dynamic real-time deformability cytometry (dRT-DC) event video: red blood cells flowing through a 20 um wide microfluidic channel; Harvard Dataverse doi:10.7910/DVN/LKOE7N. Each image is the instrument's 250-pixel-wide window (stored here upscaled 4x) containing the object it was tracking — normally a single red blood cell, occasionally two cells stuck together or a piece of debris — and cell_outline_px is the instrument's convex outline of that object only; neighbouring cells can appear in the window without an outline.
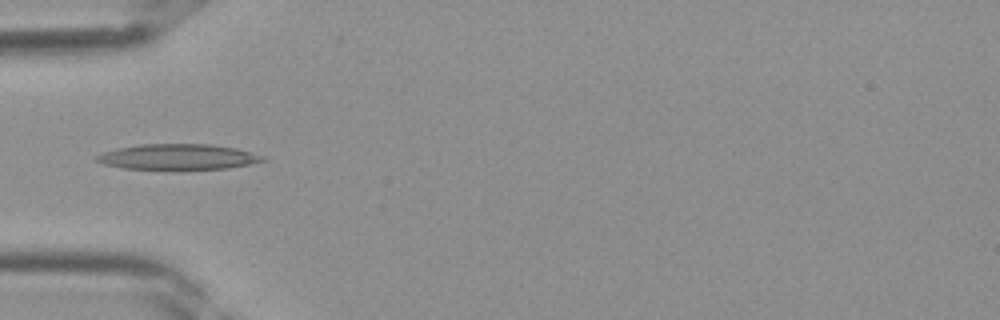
{"species": "Egyptian fruit bat (a non-hibernating species)", "species_latin": "Rousettus aegyptiacus", "temperature_condition": "room temperature", "stored_images_in_passage": 39, "camera_frame_rate_fps": 3000, "um_per_image_px": 0.085, "frame": {"image": 1, "passage_image": 13, "time_ms": 4.0, "image_size_px": [1000, 320], "cell_outline_px": [[268, 160], [228, 168], [120, 168], [104, 164], [96, 160], [96, 156], [104, 152], [116, 148], [140, 144], [212, 144], [236, 148], [264, 156]], "centroid_in_image_um": [15.13, 13.31], "position_along_channel_um": 69.9, "area_um2": 24.28}}
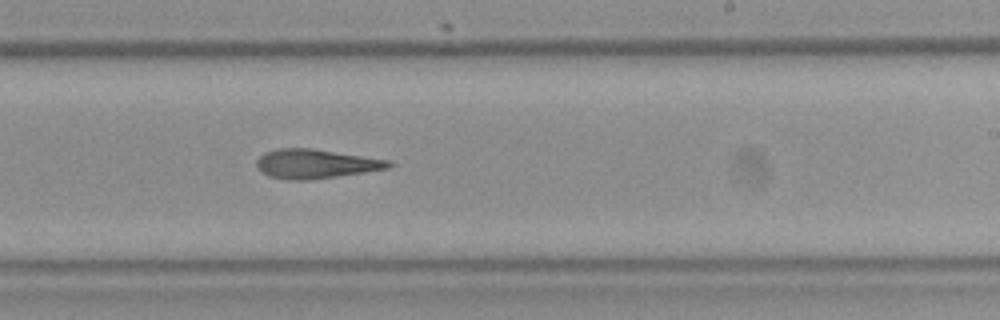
{"frame": {"image": 2, "passage_image": 24, "time_ms": 7.667, "image_size_px": [1000, 320], "cell_outline_px": [[396, 164], [388, 168], [364, 172], [308, 180], [288, 180], [268, 176], [256, 164], [256, 160], [264, 152], [276, 148], [312, 148], [392, 160]], "centroid_in_image_um": [26.86, 13.91], "position_along_channel_um": 262.1, "area_um2": 22.54}}
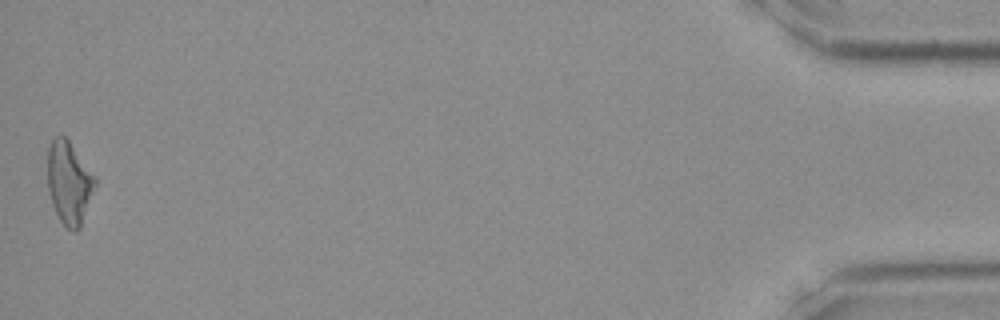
{"frame": {"image": 3, "passage_image": 39, "time_ms": 12.667, "image_size_px": [1000, 320], "cell_outline_px": [[96, 184], [80, 228], [76, 232], [68, 228], [60, 220], [52, 204], [48, 188], [48, 148], [52, 140], [56, 136], [64, 136], [68, 140], [96, 176]], "centroid_in_image_um": [5.88, 15.53], "position_along_channel_um": 429.3, "area_um2": 22.66}}